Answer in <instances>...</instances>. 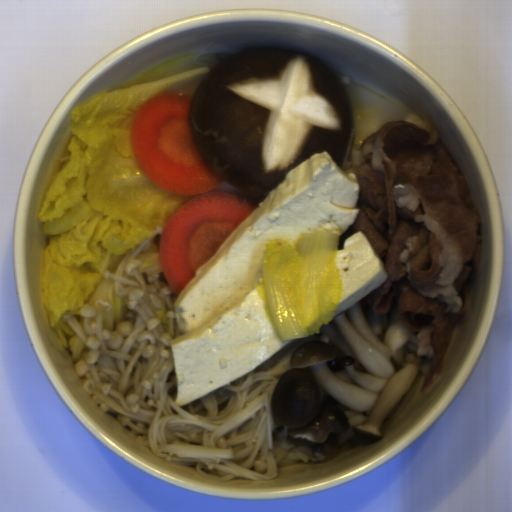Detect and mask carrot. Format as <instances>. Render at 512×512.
<instances>
[{
  "instance_id": "b8716197",
  "label": "carrot",
  "mask_w": 512,
  "mask_h": 512,
  "mask_svg": "<svg viewBox=\"0 0 512 512\" xmlns=\"http://www.w3.org/2000/svg\"><path fill=\"white\" fill-rule=\"evenodd\" d=\"M192 99L182 91L154 95L136 111L130 132L142 173L167 193L194 196L165 223L159 242L165 281L178 297L260 205L241 195L212 192L224 183L196 148L189 118Z\"/></svg>"
}]
</instances>
